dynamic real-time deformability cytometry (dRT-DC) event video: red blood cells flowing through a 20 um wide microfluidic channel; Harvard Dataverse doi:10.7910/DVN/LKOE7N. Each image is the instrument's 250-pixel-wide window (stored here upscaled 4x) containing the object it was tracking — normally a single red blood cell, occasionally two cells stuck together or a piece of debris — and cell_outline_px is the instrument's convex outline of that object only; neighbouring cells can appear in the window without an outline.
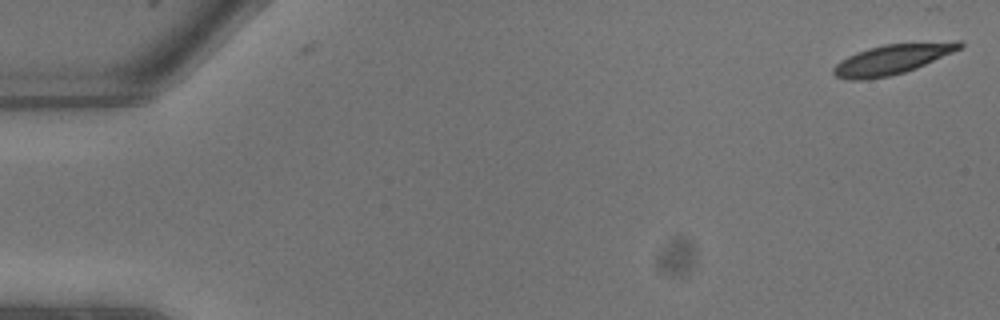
{"species": "common noctule bat (a hibernating species)", "species_latin": "Nyctalus noctula", "temperature_condition": "warm", "stored_images_in_passage": 2, "camera_frame_rate_fps": 3000, "um_per_image_px": 0.085, "animal": {"sex": "male", "body_mass_g": 13.3}, "frame": {"image": 1, "passage_image": 1, "time_ms": 0.0, "image_size_px": [1000, 320], "cell_outline_px": [[964, 44], [960, 48], [952, 52], [916, 68], [904, 72], [888, 76], [864, 80], [848, 80], [836, 76], [832, 72], [832, 68], [840, 60], [856, 52], [868, 48], [884, 44], [956, 40], [960, 40]], "centroid_in_image_um": [75.82, 5.02], "position_along_channel_um": 9.2, "area_um2": 22.08}}